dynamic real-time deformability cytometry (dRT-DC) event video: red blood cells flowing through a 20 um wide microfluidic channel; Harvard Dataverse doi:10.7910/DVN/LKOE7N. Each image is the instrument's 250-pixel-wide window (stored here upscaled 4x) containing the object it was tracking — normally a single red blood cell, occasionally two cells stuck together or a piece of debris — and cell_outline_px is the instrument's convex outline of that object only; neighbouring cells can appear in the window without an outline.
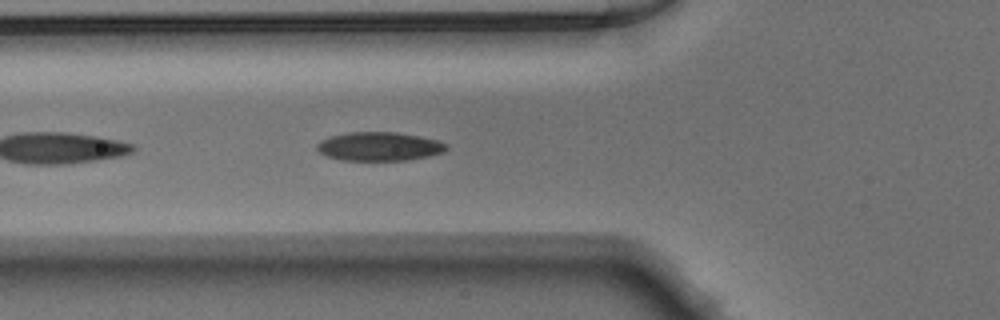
{"species": "Egyptian fruit bat (a non-hibernating species)", "species_latin": "Rousettus aegyptiacus", "temperature_condition": "warm", "stored_images_in_passage": 21, "camera_frame_rate_fps": 3000, "um_per_image_px": 0.085, "animal": {"sex": "male"}, "frame": {"image": 1, "passage_image": 4, "time_ms": 1.0, "image_size_px": [1000, 320], "cell_outline_px": [[448, 148], [444, 152], [428, 156], [408, 160], [340, 160], [328, 156], [320, 152], [316, 148], [316, 144], [320, 140], [332, 136], [348, 132], [396, 132], [420, 136], [436, 140], [448, 144]], "centroid_in_image_um": [32.24, 12.44], "position_along_channel_um": 93.6, "area_um2": 21.68}}
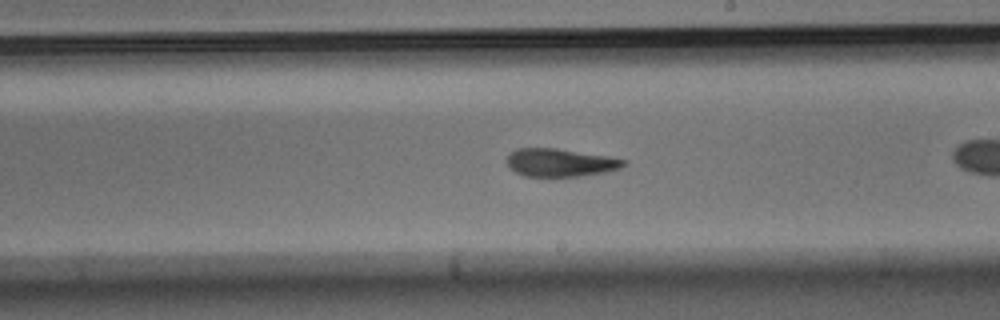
{"frame": {"image": 2, "passage_image": 10, "time_ms": 3.0, "image_size_px": [1000, 320], "cell_outline_px": [[628, 164], [620, 168], [604, 172], [580, 176], [524, 176], [508, 168], [504, 160], [516, 148], [556, 148], [608, 156], [628, 160]], "centroid_in_image_um": [47.6, 13.81], "position_along_channel_um": 241.4, "area_um2": 19.19}}